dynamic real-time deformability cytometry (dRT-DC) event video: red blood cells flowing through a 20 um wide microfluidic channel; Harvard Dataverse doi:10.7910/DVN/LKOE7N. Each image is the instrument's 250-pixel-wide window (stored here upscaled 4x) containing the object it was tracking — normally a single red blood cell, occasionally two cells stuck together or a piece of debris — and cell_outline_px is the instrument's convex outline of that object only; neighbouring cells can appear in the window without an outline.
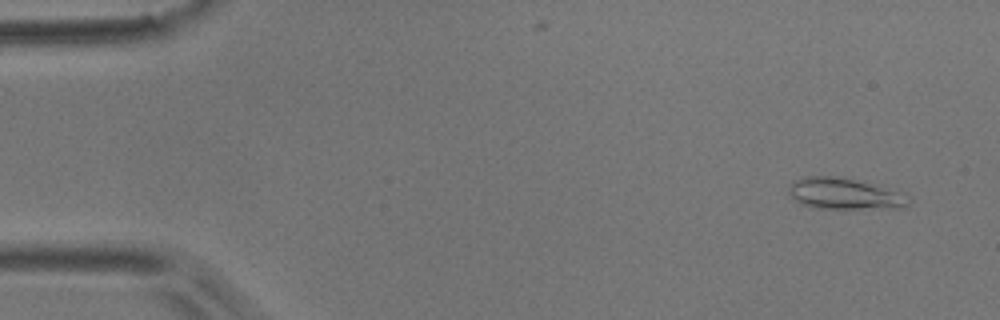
{"species": "common noctule bat (a hibernating species)", "species_latin": "Nyctalus noctula", "temperature_condition": "room temperature", "stored_images_in_passage": 50, "camera_frame_rate_fps": 3000, "um_per_image_px": 0.085, "animal": {"sex": "male", "body_mass_g": 17.9}, "frame": {"image": 1, "passage_image": 1, "time_ms": 0.0, "image_size_px": [1000, 320], "cell_outline_px": [[912, 196], [908, 204], [896, 208], [816, 208], [800, 204], [788, 192], [788, 188], [796, 180], [804, 176], [832, 176], [852, 180], [868, 184]], "centroid_in_image_um": [71.73, 16.48], "position_along_channel_um": 13.3, "area_um2": 21.15}}
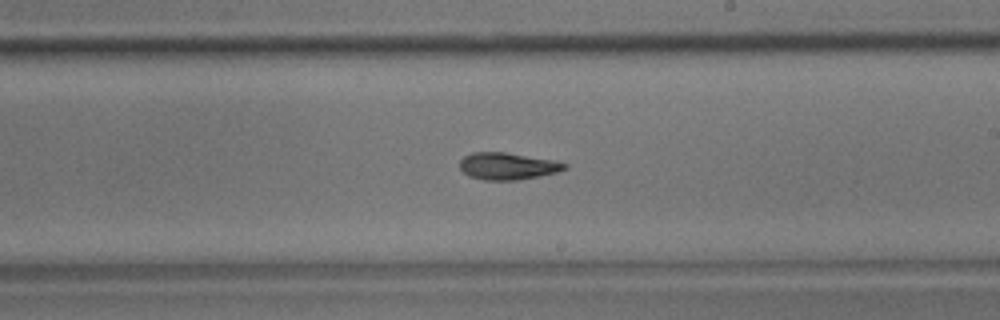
{"frame": {"image": 2, "passage_image": 29, "time_ms": 9.333, "image_size_px": [1000, 320], "cell_outline_px": [[568, 168], [556, 172], [516, 180], [484, 180], [468, 176], [460, 168], [460, 160], [464, 156], [472, 152], [504, 152], [552, 160], [568, 164]], "centroid_in_image_um": [43.11, 14.12], "position_along_channel_um": 245.9, "area_um2": 16.3}}
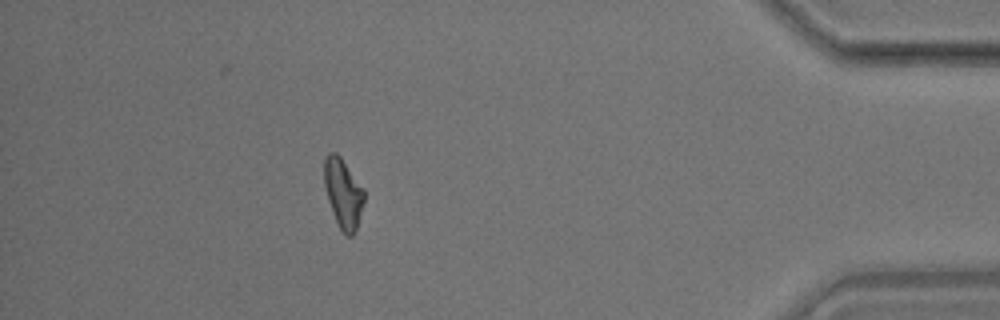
{"frame": {"image": 3, "passage_image": 46, "time_ms": 15.0, "image_size_px": [1000, 320], "cell_outline_px": [[364, 204], [356, 228], [352, 236], [348, 236], [340, 228], [336, 220], [328, 200], [324, 184], [324, 156], [328, 152], [336, 152], [340, 156], [364, 188]], "centroid_in_image_um": [29.17, 16.38], "position_along_channel_um": 406.0, "area_um2": 16.07}, "authors_computed_cell_mechanics": {"area_um2": 16.4441, "velocity_mm_per_s": 3.691, "shape_relaxation_time_tau1_ms": 7.5644, "shape_relaxation_time_tau2_ms": 5.6826, "deformation_change_tau1": 0.1918, "deformation_change_tau2": 0.1369}}